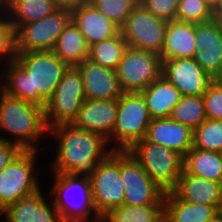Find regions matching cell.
I'll return each instance as SVG.
<instances>
[{
	"label": "cell",
	"instance_id": "1",
	"mask_svg": "<svg viewBox=\"0 0 222 222\" xmlns=\"http://www.w3.org/2000/svg\"><path fill=\"white\" fill-rule=\"evenodd\" d=\"M6 65L3 92L43 108L69 68L53 51L17 52Z\"/></svg>",
	"mask_w": 222,
	"mask_h": 222
},
{
	"label": "cell",
	"instance_id": "2",
	"mask_svg": "<svg viewBox=\"0 0 222 222\" xmlns=\"http://www.w3.org/2000/svg\"><path fill=\"white\" fill-rule=\"evenodd\" d=\"M49 133L59 139L53 163L55 173L90 177L98 163L113 150L106 151L108 141L104 136L72 124H58L48 128Z\"/></svg>",
	"mask_w": 222,
	"mask_h": 222
},
{
	"label": "cell",
	"instance_id": "3",
	"mask_svg": "<svg viewBox=\"0 0 222 222\" xmlns=\"http://www.w3.org/2000/svg\"><path fill=\"white\" fill-rule=\"evenodd\" d=\"M0 129H5L10 135L17 137L13 142L23 150H37L33 143L39 140L43 133H48L44 108L2 92Z\"/></svg>",
	"mask_w": 222,
	"mask_h": 222
},
{
	"label": "cell",
	"instance_id": "4",
	"mask_svg": "<svg viewBox=\"0 0 222 222\" xmlns=\"http://www.w3.org/2000/svg\"><path fill=\"white\" fill-rule=\"evenodd\" d=\"M128 151L165 193L175 189L184 171L183 155L145 138L136 141Z\"/></svg>",
	"mask_w": 222,
	"mask_h": 222
},
{
	"label": "cell",
	"instance_id": "5",
	"mask_svg": "<svg viewBox=\"0 0 222 222\" xmlns=\"http://www.w3.org/2000/svg\"><path fill=\"white\" fill-rule=\"evenodd\" d=\"M152 121L144 97L140 92H124L118 98L116 123L112 135L107 139L116 140L113 150H128L136 141L145 138ZM120 145V146H119Z\"/></svg>",
	"mask_w": 222,
	"mask_h": 222
},
{
	"label": "cell",
	"instance_id": "6",
	"mask_svg": "<svg viewBox=\"0 0 222 222\" xmlns=\"http://www.w3.org/2000/svg\"><path fill=\"white\" fill-rule=\"evenodd\" d=\"M54 176L55 183L52 189L54 193L52 195H54L55 198H53L52 201L62 222H87L86 220L91 219L88 216L91 215L92 212H94L93 218H95L93 221L101 222V217L96 213L93 203L89 177L64 173H55ZM76 191H80L79 193L81 194L79 195H82V201L79 204L77 203V205L67 200V198H70L69 195L74 194Z\"/></svg>",
	"mask_w": 222,
	"mask_h": 222
},
{
	"label": "cell",
	"instance_id": "7",
	"mask_svg": "<svg viewBox=\"0 0 222 222\" xmlns=\"http://www.w3.org/2000/svg\"><path fill=\"white\" fill-rule=\"evenodd\" d=\"M85 100L84 83L76 66L69 67L44 107L48 128L71 124Z\"/></svg>",
	"mask_w": 222,
	"mask_h": 222
},
{
	"label": "cell",
	"instance_id": "8",
	"mask_svg": "<svg viewBox=\"0 0 222 222\" xmlns=\"http://www.w3.org/2000/svg\"><path fill=\"white\" fill-rule=\"evenodd\" d=\"M96 213L103 217L123 205L125 188L120 175V150H112L89 177Z\"/></svg>",
	"mask_w": 222,
	"mask_h": 222
},
{
	"label": "cell",
	"instance_id": "9",
	"mask_svg": "<svg viewBox=\"0 0 222 222\" xmlns=\"http://www.w3.org/2000/svg\"><path fill=\"white\" fill-rule=\"evenodd\" d=\"M123 92H141L162 75L159 54L127 47L116 69Z\"/></svg>",
	"mask_w": 222,
	"mask_h": 222
},
{
	"label": "cell",
	"instance_id": "10",
	"mask_svg": "<svg viewBox=\"0 0 222 222\" xmlns=\"http://www.w3.org/2000/svg\"><path fill=\"white\" fill-rule=\"evenodd\" d=\"M166 27L167 21L154 16L138 3L120 27V32L129 47L160 55Z\"/></svg>",
	"mask_w": 222,
	"mask_h": 222
},
{
	"label": "cell",
	"instance_id": "11",
	"mask_svg": "<svg viewBox=\"0 0 222 222\" xmlns=\"http://www.w3.org/2000/svg\"><path fill=\"white\" fill-rule=\"evenodd\" d=\"M36 151L23 150L0 171V213L39 187L37 176L33 174Z\"/></svg>",
	"mask_w": 222,
	"mask_h": 222
},
{
	"label": "cell",
	"instance_id": "12",
	"mask_svg": "<svg viewBox=\"0 0 222 222\" xmlns=\"http://www.w3.org/2000/svg\"><path fill=\"white\" fill-rule=\"evenodd\" d=\"M120 175L125 188L123 204H164L165 192L149 177L128 150H120Z\"/></svg>",
	"mask_w": 222,
	"mask_h": 222
},
{
	"label": "cell",
	"instance_id": "13",
	"mask_svg": "<svg viewBox=\"0 0 222 222\" xmlns=\"http://www.w3.org/2000/svg\"><path fill=\"white\" fill-rule=\"evenodd\" d=\"M70 20L71 10L59 8L40 20L22 25L16 31L17 52L53 51Z\"/></svg>",
	"mask_w": 222,
	"mask_h": 222
},
{
	"label": "cell",
	"instance_id": "14",
	"mask_svg": "<svg viewBox=\"0 0 222 222\" xmlns=\"http://www.w3.org/2000/svg\"><path fill=\"white\" fill-rule=\"evenodd\" d=\"M194 60L214 79L222 77V23L195 24Z\"/></svg>",
	"mask_w": 222,
	"mask_h": 222
},
{
	"label": "cell",
	"instance_id": "15",
	"mask_svg": "<svg viewBox=\"0 0 222 222\" xmlns=\"http://www.w3.org/2000/svg\"><path fill=\"white\" fill-rule=\"evenodd\" d=\"M162 76L184 95H203L214 79L194 60L180 58L162 61Z\"/></svg>",
	"mask_w": 222,
	"mask_h": 222
},
{
	"label": "cell",
	"instance_id": "16",
	"mask_svg": "<svg viewBox=\"0 0 222 222\" xmlns=\"http://www.w3.org/2000/svg\"><path fill=\"white\" fill-rule=\"evenodd\" d=\"M118 109V98L85 99L76 118L74 127L92 131L108 139L113 132Z\"/></svg>",
	"mask_w": 222,
	"mask_h": 222
},
{
	"label": "cell",
	"instance_id": "17",
	"mask_svg": "<svg viewBox=\"0 0 222 222\" xmlns=\"http://www.w3.org/2000/svg\"><path fill=\"white\" fill-rule=\"evenodd\" d=\"M76 67L83 78L85 99H114L124 93L116 71L93 63L90 59L83 60Z\"/></svg>",
	"mask_w": 222,
	"mask_h": 222
},
{
	"label": "cell",
	"instance_id": "18",
	"mask_svg": "<svg viewBox=\"0 0 222 222\" xmlns=\"http://www.w3.org/2000/svg\"><path fill=\"white\" fill-rule=\"evenodd\" d=\"M4 214L7 222H62L53 201L52 205L44 200L40 187L23 195L19 201L9 205Z\"/></svg>",
	"mask_w": 222,
	"mask_h": 222
},
{
	"label": "cell",
	"instance_id": "19",
	"mask_svg": "<svg viewBox=\"0 0 222 222\" xmlns=\"http://www.w3.org/2000/svg\"><path fill=\"white\" fill-rule=\"evenodd\" d=\"M193 130L170 117L152 119L145 139L185 156L193 147Z\"/></svg>",
	"mask_w": 222,
	"mask_h": 222
},
{
	"label": "cell",
	"instance_id": "20",
	"mask_svg": "<svg viewBox=\"0 0 222 222\" xmlns=\"http://www.w3.org/2000/svg\"><path fill=\"white\" fill-rule=\"evenodd\" d=\"M71 19L78 26L88 46L112 38L120 32V27L90 2L72 9Z\"/></svg>",
	"mask_w": 222,
	"mask_h": 222
},
{
	"label": "cell",
	"instance_id": "21",
	"mask_svg": "<svg viewBox=\"0 0 222 222\" xmlns=\"http://www.w3.org/2000/svg\"><path fill=\"white\" fill-rule=\"evenodd\" d=\"M172 193L182 201L214 206L218 211L222 204V183L189 174L181 173Z\"/></svg>",
	"mask_w": 222,
	"mask_h": 222
},
{
	"label": "cell",
	"instance_id": "22",
	"mask_svg": "<svg viewBox=\"0 0 222 222\" xmlns=\"http://www.w3.org/2000/svg\"><path fill=\"white\" fill-rule=\"evenodd\" d=\"M195 24L172 20L167 22L161 60L194 58Z\"/></svg>",
	"mask_w": 222,
	"mask_h": 222
},
{
	"label": "cell",
	"instance_id": "23",
	"mask_svg": "<svg viewBox=\"0 0 222 222\" xmlns=\"http://www.w3.org/2000/svg\"><path fill=\"white\" fill-rule=\"evenodd\" d=\"M152 119L170 117L181 98L180 91L164 76H160L141 92Z\"/></svg>",
	"mask_w": 222,
	"mask_h": 222
},
{
	"label": "cell",
	"instance_id": "24",
	"mask_svg": "<svg viewBox=\"0 0 222 222\" xmlns=\"http://www.w3.org/2000/svg\"><path fill=\"white\" fill-rule=\"evenodd\" d=\"M53 52L69 67L77 66L83 60L88 59L89 46L72 19L59 35Z\"/></svg>",
	"mask_w": 222,
	"mask_h": 222
},
{
	"label": "cell",
	"instance_id": "25",
	"mask_svg": "<svg viewBox=\"0 0 222 222\" xmlns=\"http://www.w3.org/2000/svg\"><path fill=\"white\" fill-rule=\"evenodd\" d=\"M219 212L214 206L179 200L172 192L164 196V216L170 222H207Z\"/></svg>",
	"mask_w": 222,
	"mask_h": 222
},
{
	"label": "cell",
	"instance_id": "26",
	"mask_svg": "<svg viewBox=\"0 0 222 222\" xmlns=\"http://www.w3.org/2000/svg\"><path fill=\"white\" fill-rule=\"evenodd\" d=\"M4 7L1 10H6L4 12L16 31L22 25L40 20L59 9L54 0H11Z\"/></svg>",
	"mask_w": 222,
	"mask_h": 222
},
{
	"label": "cell",
	"instance_id": "27",
	"mask_svg": "<svg viewBox=\"0 0 222 222\" xmlns=\"http://www.w3.org/2000/svg\"><path fill=\"white\" fill-rule=\"evenodd\" d=\"M184 170L189 174L222 183V153L192 147L184 156Z\"/></svg>",
	"mask_w": 222,
	"mask_h": 222
},
{
	"label": "cell",
	"instance_id": "28",
	"mask_svg": "<svg viewBox=\"0 0 222 222\" xmlns=\"http://www.w3.org/2000/svg\"><path fill=\"white\" fill-rule=\"evenodd\" d=\"M164 215V204L126 205L108 211L101 222H157Z\"/></svg>",
	"mask_w": 222,
	"mask_h": 222
},
{
	"label": "cell",
	"instance_id": "29",
	"mask_svg": "<svg viewBox=\"0 0 222 222\" xmlns=\"http://www.w3.org/2000/svg\"><path fill=\"white\" fill-rule=\"evenodd\" d=\"M128 45L121 32L116 36L104 39L89 46V55L93 63L116 71Z\"/></svg>",
	"mask_w": 222,
	"mask_h": 222
},
{
	"label": "cell",
	"instance_id": "30",
	"mask_svg": "<svg viewBox=\"0 0 222 222\" xmlns=\"http://www.w3.org/2000/svg\"><path fill=\"white\" fill-rule=\"evenodd\" d=\"M170 118L194 130L206 120L203 95L181 96L170 114Z\"/></svg>",
	"mask_w": 222,
	"mask_h": 222
},
{
	"label": "cell",
	"instance_id": "31",
	"mask_svg": "<svg viewBox=\"0 0 222 222\" xmlns=\"http://www.w3.org/2000/svg\"><path fill=\"white\" fill-rule=\"evenodd\" d=\"M193 147L222 153V120L206 119L193 130Z\"/></svg>",
	"mask_w": 222,
	"mask_h": 222
},
{
	"label": "cell",
	"instance_id": "32",
	"mask_svg": "<svg viewBox=\"0 0 222 222\" xmlns=\"http://www.w3.org/2000/svg\"><path fill=\"white\" fill-rule=\"evenodd\" d=\"M176 20L187 23H204L213 20L212 8L203 0H178Z\"/></svg>",
	"mask_w": 222,
	"mask_h": 222
},
{
	"label": "cell",
	"instance_id": "33",
	"mask_svg": "<svg viewBox=\"0 0 222 222\" xmlns=\"http://www.w3.org/2000/svg\"><path fill=\"white\" fill-rule=\"evenodd\" d=\"M89 2L121 27L139 0H89Z\"/></svg>",
	"mask_w": 222,
	"mask_h": 222
},
{
	"label": "cell",
	"instance_id": "34",
	"mask_svg": "<svg viewBox=\"0 0 222 222\" xmlns=\"http://www.w3.org/2000/svg\"><path fill=\"white\" fill-rule=\"evenodd\" d=\"M0 13L1 9H0ZM4 14V17L3 15ZM0 17V56L6 58L8 63L13 62L17 56V36L16 30L9 20L8 16L3 12Z\"/></svg>",
	"mask_w": 222,
	"mask_h": 222
},
{
	"label": "cell",
	"instance_id": "35",
	"mask_svg": "<svg viewBox=\"0 0 222 222\" xmlns=\"http://www.w3.org/2000/svg\"><path fill=\"white\" fill-rule=\"evenodd\" d=\"M206 119L222 120V81L213 79L203 94Z\"/></svg>",
	"mask_w": 222,
	"mask_h": 222
},
{
	"label": "cell",
	"instance_id": "36",
	"mask_svg": "<svg viewBox=\"0 0 222 222\" xmlns=\"http://www.w3.org/2000/svg\"><path fill=\"white\" fill-rule=\"evenodd\" d=\"M139 4L167 22L176 20L178 0H139Z\"/></svg>",
	"mask_w": 222,
	"mask_h": 222
},
{
	"label": "cell",
	"instance_id": "37",
	"mask_svg": "<svg viewBox=\"0 0 222 222\" xmlns=\"http://www.w3.org/2000/svg\"><path fill=\"white\" fill-rule=\"evenodd\" d=\"M23 149L6 138L0 137V171L9 165Z\"/></svg>",
	"mask_w": 222,
	"mask_h": 222
},
{
	"label": "cell",
	"instance_id": "38",
	"mask_svg": "<svg viewBox=\"0 0 222 222\" xmlns=\"http://www.w3.org/2000/svg\"><path fill=\"white\" fill-rule=\"evenodd\" d=\"M59 8L72 10L78 6L89 2V0H54Z\"/></svg>",
	"mask_w": 222,
	"mask_h": 222
},
{
	"label": "cell",
	"instance_id": "39",
	"mask_svg": "<svg viewBox=\"0 0 222 222\" xmlns=\"http://www.w3.org/2000/svg\"><path fill=\"white\" fill-rule=\"evenodd\" d=\"M213 20L222 23V0H218L215 6L212 8Z\"/></svg>",
	"mask_w": 222,
	"mask_h": 222
},
{
	"label": "cell",
	"instance_id": "40",
	"mask_svg": "<svg viewBox=\"0 0 222 222\" xmlns=\"http://www.w3.org/2000/svg\"><path fill=\"white\" fill-rule=\"evenodd\" d=\"M207 222H222V214L220 212H217L214 217L207 221Z\"/></svg>",
	"mask_w": 222,
	"mask_h": 222
},
{
	"label": "cell",
	"instance_id": "41",
	"mask_svg": "<svg viewBox=\"0 0 222 222\" xmlns=\"http://www.w3.org/2000/svg\"><path fill=\"white\" fill-rule=\"evenodd\" d=\"M207 3L208 6H210L211 8H213L215 6V4L217 3L218 0H203Z\"/></svg>",
	"mask_w": 222,
	"mask_h": 222
},
{
	"label": "cell",
	"instance_id": "42",
	"mask_svg": "<svg viewBox=\"0 0 222 222\" xmlns=\"http://www.w3.org/2000/svg\"><path fill=\"white\" fill-rule=\"evenodd\" d=\"M11 0H0V6L2 7V8H4V6L5 5H7L9 2H10ZM1 7H0V9H1Z\"/></svg>",
	"mask_w": 222,
	"mask_h": 222
},
{
	"label": "cell",
	"instance_id": "43",
	"mask_svg": "<svg viewBox=\"0 0 222 222\" xmlns=\"http://www.w3.org/2000/svg\"><path fill=\"white\" fill-rule=\"evenodd\" d=\"M157 222H170L164 215Z\"/></svg>",
	"mask_w": 222,
	"mask_h": 222
},
{
	"label": "cell",
	"instance_id": "44",
	"mask_svg": "<svg viewBox=\"0 0 222 222\" xmlns=\"http://www.w3.org/2000/svg\"><path fill=\"white\" fill-rule=\"evenodd\" d=\"M2 82H0V94L3 92V87L1 86L2 84H1Z\"/></svg>",
	"mask_w": 222,
	"mask_h": 222
},
{
	"label": "cell",
	"instance_id": "45",
	"mask_svg": "<svg viewBox=\"0 0 222 222\" xmlns=\"http://www.w3.org/2000/svg\"><path fill=\"white\" fill-rule=\"evenodd\" d=\"M219 212L222 214V204H221V208H220Z\"/></svg>",
	"mask_w": 222,
	"mask_h": 222
}]
</instances>
